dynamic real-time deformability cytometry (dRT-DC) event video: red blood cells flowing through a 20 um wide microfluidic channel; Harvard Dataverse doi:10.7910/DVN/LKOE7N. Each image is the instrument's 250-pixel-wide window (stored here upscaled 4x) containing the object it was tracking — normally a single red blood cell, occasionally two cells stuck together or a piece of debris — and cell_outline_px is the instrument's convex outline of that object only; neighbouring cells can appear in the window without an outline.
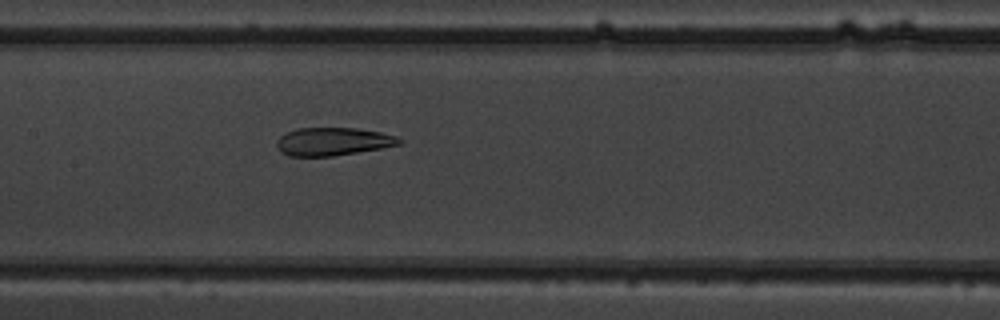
{"species": "common noctule bat (a hibernating species)", "species_latin": "Nyctalus noctula", "temperature_condition": "warm", "stored_images_in_passage": 36, "camera_frame_rate_fps": 3000, "um_per_image_px": 0.085, "animal": {"sex": "male", "body_mass_g": 19.5, "forearm_length_mm": 54.6}, "frame": {"image": 1, "passage_image": 9, "time_ms": 2.667, "image_size_px": [1000, 320], "cell_outline_px": [[404, 140], [400, 144], [380, 148], [332, 156], [288, 156], [280, 152], [276, 144], [276, 140], [280, 136], [288, 132], [300, 128], [356, 128], [380, 132], [396, 136]], "centroid_in_image_um": [28.28, 12.03], "position_along_channel_um": 179.1, "area_um2": 19.88}}
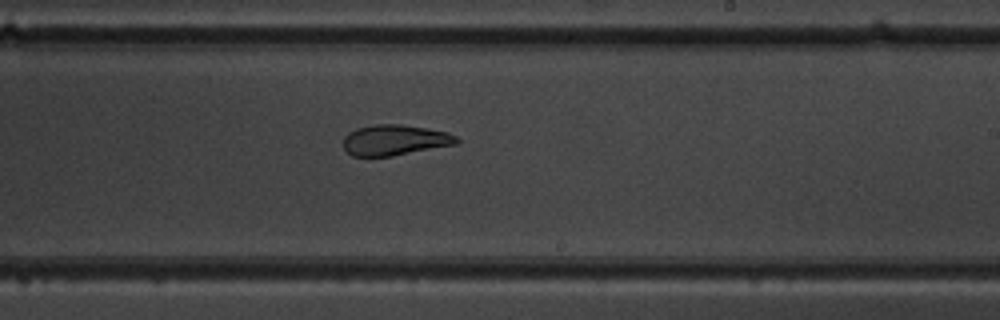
{"frame": {"image": 2, "passage_image": 15, "time_ms": 4.667, "image_size_px": [1000, 320], "cell_outline_px": [[460, 140], [456, 144], [392, 156], [352, 156], [344, 148], [344, 136], [348, 132], [356, 128], [376, 124], [400, 124], [448, 132], [456, 136]], "centroid_in_image_um": [33.54, 11.9], "position_along_channel_um": 255.5, "area_um2": 20.11}}
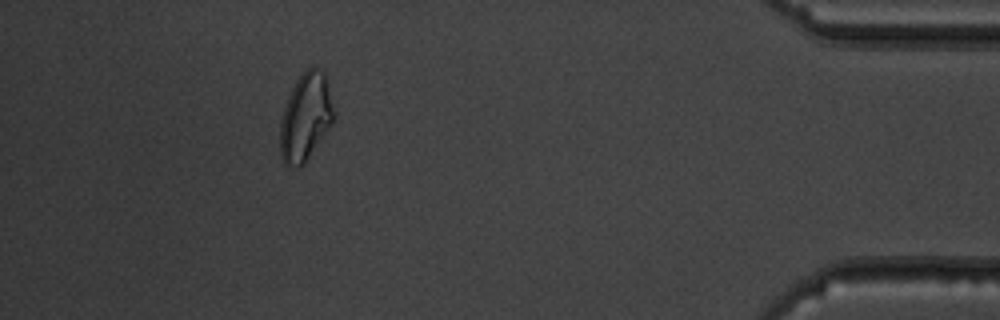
{"frame": {"image": 3, "passage_image": 31, "time_ms": 10.0, "image_size_px": [1000, 320], "cell_outline_px": [[336, 116], [332, 124], [324, 136], [304, 164], [300, 168], [296, 168], [284, 164], [280, 156], [280, 120], [288, 96], [296, 80], [308, 68], [316, 68], [324, 72], [328, 76], [336, 112]], "centroid_in_image_um": [26.01, 9.96], "position_along_channel_um": 409.2, "area_um2": 28.03}}